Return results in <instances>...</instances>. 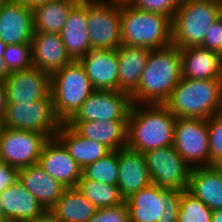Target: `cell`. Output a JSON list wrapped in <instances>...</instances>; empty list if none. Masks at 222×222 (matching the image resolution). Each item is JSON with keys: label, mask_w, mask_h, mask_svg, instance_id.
<instances>
[{"label": "cell", "mask_w": 222, "mask_h": 222, "mask_svg": "<svg viewBox=\"0 0 222 222\" xmlns=\"http://www.w3.org/2000/svg\"><path fill=\"white\" fill-rule=\"evenodd\" d=\"M181 78L178 47L151 50L139 85L130 95L132 104H165Z\"/></svg>", "instance_id": "6da1fadb"}, {"label": "cell", "mask_w": 222, "mask_h": 222, "mask_svg": "<svg viewBox=\"0 0 222 222\" xmlns=\"http://www.w3.org/2000/svg\"><path fill=\"white\" fill-rule=\"evenodd\" d=\"M176 118L164 104H132L127 121V147L145 153L173 145Z\"/></svg>", "instance_id": "7a4b0ae2"}, {"label": "cell", "mask_w": 222, "mask_h": 222, "mask_svg": "<svg viewBox=\"0 0 222 222\" xmlns=\"http://www.w3.org/2000/svg\"><path fill=\"white\" fill-rule=\"evenodd\" d=\"M164 105L177 118L207 120L222 112V80L182 77Z\"/></svg>", "instance_id": "3957f363"}, {"label": "cell", "mask_w": 222, "mask_h": 222, "mask_svg": "<svg viewBox=\"0 0 222 222\" xmlns=\"http://www.w3.org/2000/svg\"><path fill=\"white\" fill-rule=\"evenodd\" d=\"M121 44L150 50L172 45V20L121 2Z\"/></svg>", "instance_id": "277c9868"}, {"label": "cell", "mask_w": 222, "mask_h": 222, "mask_svg": "<svg viewBox=\"0 0 222 222\" xmlns=\"http://www.w3.org/2000/svg\"><path fill=\"white\" fill-rule=\"evenodd\" d=\"M221 15L219 0H183L172 18V45L201 46L208 28Z\"/></svg>", "instance_id": "5b68a950"}, {"label": "cell", "mask_w": 222, "mask_h": 222, "mask_svg": "<svg viewBox=\"0 0 222 222\" xmlns=\"http://www.w3.org/2000/svg\"><path fill=\"white\" fill-rule=\"evenodd\" d=\"M79 60L50 75V94L56 117L66 123L94 91Z\"/></svg>", "instance_id": "8992f818"}, {"label": "cell", "mask_w": 222, "mask_h": 222, "mask_svg": "<svg viewBox=\"0 0 222 222\" xmlns=\"http://www.w3.org/2000/svg\"><path fill=\"white\" fill-rule=\"evenodd\" d=\"M61 121L56 117L51 94L32 102L7 103L2 126L35 131L48 139L56 137Z\"/></svg>", "instance_id": "52a82bcc"}, {"label": "cell", "mask_w": 222, "mask_h": 222, "mask_svg": "<svg viewBox=\"0 0 222 222\" xmlns=\"http://www.w3.org/2000/svg\"><path fill=\"white\" fill-rule=\"evenodd\" d=\"M91 49L116 50L121 45V2L87 0Z\"/></svg>", "instance_id": "ba28073f"}, {"label": "cell", "mask_w": 222, "mask_h": 222, "mask_svg": "<svg viewBox=\"0 0 222 222\" xmlns=\"http://www.w3.org/2000/svg\"><path fill=\"white\" fill-rule=\"evenodd\" d=\"M151 183L170 191L188 190L191 167L173 145L144 153Z\"/></svg>", "instance_id": "9c48e42d"}, {"label": "cell", "mask_w": 222, "mask_h": 222, "mask_svg": "<svg viewBox=\"0 0 222 222\" xmlns=\"http://www.w3.org/2000/svg\"><path fill=\"white\" fill-rule=\"evenodd\" d=\"M173 147L191 169L210 166L207 120L176 118Z\"/></svg>", "instance_id": "30bf717a"}, {"label": "cell", "mask_w": 222, "mask_h": 222, "mask_svg": "<svg viewBox=\"0 0 222 222\" xmlns=\"http://www.w3.org/2000/svg\"><path fill=\"white\" fill-rule=\"evenodd\" d=\"M48 138L35 131L11 129L0 130V158L17 169L38 163Z\"/></svg>", "instance_id": "8fae6325"}, {"label": "cell", "mask_w": 222, "mask_h": 222, "mask_svg": "<svg viewBox=\"0 0 222 222\" xmlns=\"http://www.w3.org/2000/svg\"><path fill=\"white\" fill-rule=\"evenodd\" d=\"M131 96L118 90H94L68 121L128 120Z\"/></svg>", "instance_id": "7c38bea8"}, {"label": "cell", "mask_w": 222, "mask_h": 222, "mask_svg": "<svg viewBox=\"0 0 222 222\" xmlns=\"http://www.w3.org/2000/svg\"><path fill=\"white\" fill-rule=\"evenodd\" d=\"M38 164L65 188L76 187L82 176L81 167L57 137L49 138L46 141Z\"/></svg>", "instance_id": "4fadbf2b"}, {"label": "cell", "mask_w": 222, "mask_h": 222, "mask_svg": "<svg viewBox=\"0 0 222 222\" xmlns=\"http://www.w3.org/2000/svg\"><path fill=\"white\" fill-rule=\"evenodd\" d=\"M33 34L32 8L6 0L0 8V40L6 45L31 44Z\"/></svg>", "instance_id": "5bb4252c"}, {"label": "cell", "mask_w": 222, "mask_h": 222, "mask_svg": "<svg viewBox=\"0 0 222 222\" xmlns=\"http://www.w3.org/2000/svg\"><path fill=\"white\" fill-rule=\"evenodd\" d=\"M4 83L7 103L37 101L50 93V75L36 67L11 72Z\"/></svg>", "instance_id": "9a60e30c"}, {"label": "cell", "mask_w": 222, "mask_h": 222, "mask_svg": "<svg viewBox=\"0 0 222 222\" xmlns=\"http://www.w3.org/2000/svg\"><path fill=\"white\" fill-rule=\"evenodd\" d=\"M79 61L95 90H118L116 50L90 49Z\"/></svg>", "instance_id": "2e32d148"}, {"label": "cell", "mask_w": 222, "mask_h": 222, "mask_svg": "<svg viewBox=\"0 0 222 222\" xmlns=\"http://www.w3.org/2000/svg\"><path fill=\"white\" fill-rule=\"evenodd\" d=\"M31 51L33 67L49 75L72 61L66 52L60 34L34 32Z\"/></svg>", "instance_id": "e0dca14e"}, {"label": "cell", "mask_w": 222, "mask_h": 222, "mask_svg": "<svg viewBox=\"0 0 222 222\" xmlns=\"http://www.w3.org/2000/svg\"><path fill=\"white\" fill-rule=\"evenodd\" d=\"M0 205L4 220L18 222L32 221L46 211L19 179L0 193Z\"/></svg>", "instance_id": "ac0fdd59"}, {"label": "cell", "mask_w": 222, "mask_h": 222, "mask_svg": "<svg viewBox=\"0 0 222 222\" xmlns=\"http://www.w3.org/2000/svg\"><path fill=\"white\" fill-rule=\"evenodd\" d=\"M118 170L117 187L124 200L151 183L144 153L128 147L118 150Z\"/></svg>", "instance_id": "d6986e66"}, {"label": "cell", "mask_w": 222, "mask_h": 222, "mask_svg": "<svg viewBox=\"0 0 222 222\" xmlns=\"http://www.w3.org/2000/svg\"><path fill=\"white\" fill-rule=\"evenodd\" d=\"M127 121H67L81 136L105 145L111 151L127 147Z\"/></svg>", "instance_id": "ffe728a7"}, {"label": "cell", "mask_w": 222, "mask_h": 222, "mask_svg": "<svg viewBox=\"0 0 222 222\" xmlns=\"http://www.w3.org/2000/svg\"><path fill=\"white\" fill-rule=\"evenodd\" d=\"M60 35L72 60H79L91 49L87 27V0H80L71 9Z\"/></svg>", "instance_id": "44dd1931"}, {"label": "cell", "mask_w": 222, "mask_h": 222, "mask_svg": "<svg viewBox=\"0 0 222 222\" xmlns=\"http://www.w3.org/2000/svg\"><path fill=\"white\" fill-rule=\"evenodd\" d=\"M18 179L45 210H50L61 197L65 187L49 176L38 164L19 169Z\"/></svg>", "instance_id": "7402d4cb"}, {"label": "cell", "mask_w": 222, "mask_h": 222, "mask_svg": "<svg viewBox=\"0 0 222 222\" xmlns=\"http://www.w3.org/2000/svg\"><path fill=\"white\" fill-rule=\"evenodd\" d=\"M150 49L121 44L116 49L118 59V91L131 95L138 87L145 70Z\"/></svg>", "instance_id": "603a6c76"}, {"label": "cell", "mask_w": 222, "mask_h": 222, "mask_svg": "<svg viewBox=\"0 0 222 222\" xmlns=\"http://www.w3.org/2000/svg\"><path fill=\"white\" fill-rule=\"evenodd\" d=\"M188 191L210 209L222 208V168L220 166L192 168Z\"/></svg>", "instance_id": "cb8c5ba5"}, {"label": "cell", "mask_w": 222, "mask_h": 222, "mask_svg": "<svg viewBox=\"0 0 222 222\" xmlns=\"http://www.w3.org/2000/svg\"><path fill=\"white\" fill-rule=\"evenodd\" d=\"M130 222H162L164 188L153 183L125 199Z\"/></svg>", "instance_id": "d4e9b609"}, {"label": "cell", "mask_w": 222, "mask_h": 222, "mask_svg": "<svg viewBox=\"0 0 222 222\" xmlns=\"http://www.w3.org/2000/svg\"><path fill=\"white\" fill-rule=\"evenodd\" d=\"M56 137L64 144L81 169L111 152L105 145L81 136L66 123H61Z\"/></svg>", "instance_id": "484cf974"}, {"label": "cell", "mask_w": 222, "mask_h": 222, "mask_svg": "<svg viewBox=\"0 0 222 222\" xmlns=\"http://www.w3.org/2000/svg\"><path fill=\"white\" fill-rule=\"evenodd\" d=\"M182 77L190 79H221L219 54L201 46L179 49Z\"/></svg>", "instance_id": "4316f807"}, {"label": "cell", "mask_w": 222, "mask_h": 222, "mask_svg": "<svg viewBox=\"0 0 222 222\" xmlns=\"http://www.w3.org/2000/svg\"><path fill=\"white\" fill-rule=\"evenodd\" d=\"M80 0H51L32 9L34 32L60 34L71 9Z\"/></svg>", "instance_id": "83f0119b"}, {"label": "cell", "mask_w": 222, "mask_h": 222, "mask_svg": "<svg viewBox=\"0 0 222 222\" xmlns=\"http://www.w3.org/2000/svg\"><path fill=\"white\" fill-rule=\"evenodd\" d=\"M50 211L61 222H88L97 208L76 187H69Z\"/></svg>", "instance_id": "f1b7e54d"}, {"label": "cell", "mask_w": 222, "mask_h": 222, "mask_svg": "<svg viewBox=\"0 0 222 222\" xmlns=\"http://www.w3.org/2000/svg\"><path fill=\"white\" fill-rule=\"evenodd\" d=\"M76 188L97 209L114 207L125 202L117 186L108 185L92 179L80 178Z\"/></svg>", "instance_id": "f546056e"}, {"label": "cell", "mask_w": 222, "mask_h": 222, "mask_svg": "<svg viewBox=\"0 0 222 222\" xmlns=\"http://www.w3.org/2000/svg\"><path fill=\"white\" fill-rule=\"evenodd\" d=\"M118 171V151H111L106 156L85 166L82 169L81 178L117 186Z\"/></svg>", "instance_id": "4dcf8cb0"}, {"label": "cell", "mask_w": 222, "mask_h": 222, "mask_svg": "<svg viewBox=\"0 0 222 222\" xmlns=\"http://www.w3.org/2000/svg\"><path fill=\"white\" fill-rule=\"evenodd\" d=\"M213 210L188 190L182 191L177 222H211Z\"/></svg>", "instance_id": "1f68e13d"}, {"label": "cell", "mask_w": 222, "mask_h": 222, "mask_svg": "<svg viewBox=\"0 0 222 222\" xmlns=\"http://www.w3.org/2000/svg\"><path fill=\"white\" fill-rule=\"evenodd\" d=\"M3 61L9 73L32 68L31 44L7 45Z\"/></svg>", "instance_id": "d6a6232c"}, {"label": "cell", "mask_w": 222, "mask_h": 222, "mask_svg": "<svg viewBox=\"0 0 222 222\" xmlns=\"http://www.w3.org/2000/svg\"><path fill=\"white\" fill-rule=\"evenodd\" d=\"M210 166H222V112L207 119Z\"/></svg>", "instance_id": "836d02e7"}, {"label": "cell", "mask_w": 222, "mask_h": 222, "mask_svg": "<svg viewBox=\"0 0 222 222\" xmlns=\"http://www.w3.org/2000/svg\"><path fill=\"white\" fill-rule=\"evenodd\" d=\"M183 0H128L135 9L164 14L171 20Z\"/></svg>", "instance_id": "e575fe53"}, {"label": "cell", "mask_w": 222, "mask_h": 222, "mask_svg": "<svg viewBox=\"0 0 222 222\" xmlns=\"http://www.w3.org/2000/svg\"><path fill=\"white\" fill-rule=\"evenodd\" d=\"M88 222H130L127 204L99 208Z\"/></svg>", "instance_id": "d590c367"}, {"label": "cell", "mask_w": 222, "mask_h": 222, "mask_svg": "<svg viewBox=\"0 0 222 222\" xmlns=\"http://www.w3.org/2000/svg\"><path fill=\"white\" fill-rule=\"evenodd\" d=\"M181 191H170L164 189V209L162 211V222H177L180 208Z\"/></svg>", "instance_id": "8d00e7d4"}, {"label": "cell", "mask_w": 222, "mask_h": 222, "mask_svg": "<svg viewBox=\"0 0 222 222\" xmlns=\"http://www.w3.org/2000/svg\"><path fill=\"white\" fill-rule=\"evenodd\" d=\"M201 47L218 54L222 52V15L208 28Z\"/></svg>", "instance_id": "74e56055"}, {"label": "cell", "mask_w": 222, "mask_h": 222, "mask_svg": "<svg viewBox=\"0 0 222 222\" xmlns=\"http://www.w3.org/2000/svg\"><path fill=\"white\" fill-rule=\"evenodd\" d=\"M19 169L6 163H0V193L18 180Z\"/></svg>", "instance_id": "f35d334b"}, {"label": "cell", "mask_w": 222, "mask_h": 222, "mask_svg": "<svg viewBox=\"0 0 222 222\" xmlns=\"http://www.w3.org/2000/svg\"><path fill=\"white\" fill-rule=\"evenodd\" d=\"M6 46L7 45L0 40V81H3V82L6 80V78L10 74L3 61Z\"/></svg>", "instance_id": "ab89813d"}, {"label": "cell", "mask_w": 222, "mask_h": 222, "mask_svg": "<svg viewBox=\"0 0 222 222\" xmlns=\"http://www.w3.org/2000/svg\"><path fill=\"white\" fill-rule=\"evenodd\" d=\"M7 107V93L5 83L0 81V118L3 119Z\"/></svg>", "instance_id": "60d3db41"}, {"label": "cell", "mask_w": 222, "mask_h": 222, "mask_svg": "<svg viewBox=\"0 0 222 222\" xmlns=\"http://www.w3.org/2000/svg\"><path fill=\"white\" fill-rule=\"evenodd\" d=\"M28 222H61L50 210H46L41 216Z\"/></svg>", "instance_id": "b9f144b4"}, {"label": "cell", "mask_w": 222, "mask_h": 222, "mask_svg": "<svg viewBox=\"0 0 222 222\" xmlns=\"http://www.w3.org/2000/svg\"><path fill=\"white\" fill-rule=\"evenodd\" d=\"M13 1L25 4L33 9L36 6L50 2L51 0H13Z\"/></svg>", "instance_id": "7bdbcfd3"}, {"label": "cell", "mask_w": 222, "mask_h": 222, "mask_svg": "<svg viewBox=\"0 0 222 222\" xmlns=\"http://www.w3.org/2000/svg\"><path fill=\"white\" fill-rule=\"evenodd\" d=\"M211 222H222V208L213 210Z\"/></svg>", "instance_id": "ee69618b"}, {"label": "cell", "mask_w": 222, "mask_h": 222, "mask_svg": "<svg viewBox=\"0 0 222 222\" xmlns=\"http://www.w3.org/2000/svg\"><path fill=\"white\" fill-rule=\"evenodd\" d=\"M220 76L222 80V52L219 54Z\"/></svg>", "instance_id": "f6af8a7d"}, {"label": "cell", "mask_w": 222, "mask_h": 222, "mask_svg": "<svg viewBox=\"0 0 222 222\" xmlns=\"http://www.w3.org/2000/svg\"><path fill=\"white\" fill-rule=\"evenodd\" d=\"M109 1L127 2L128 0H109Z\"/></svg>", "instance_id": "bcb514c9"}, {"label": "cell", "mask_w": 222, "mask_h": 222, "mask_svg": "<svg viewBox=\"0 0 222 222\" xmlns=\"http://www.w3.org/2000/svg\"><path fill=\"white\" fill-rule=\"evenodd\" d=\"M2 222H18V221H12V220H4Z\"/></svg>", "instance_id": "7dc6e473"}, {"label": "cell", "mask_w": 222, "mask_h": 222, "mask_svg": "<svg viewBox=\"0 0 222 222\" xmlns=\"http://www.w3.org/2000/svg\"><path fill=\"white\" fill-rule=\"evenodd\" d=\"M6 0H0V8H1V5L5 2Z\"/></svg>", "instance_id": "c3c4849f"}, {"label": "cell", "mask_w": 222, "mask_h": 222, "mask_svg": "<svg viewBox=\"0 0 222 222\" xmlns=\"http://www.w3.org/2000/svg\"><path fill=\"white\" fill-rule=\"evenodd\" d=\"M2 221H3V217H2L1 211H0V222H2Z\"/></svg>", "instance_id": "681fc988"}, {"label": "cell", "mask_w": 222, "mask_h": 222, "mask_svg": "<svg viewBox=\"0 0 222 222\" xmlns=\"http://www.w3.org/2000/svg\"><path fill=\"white\" fill-rule=\"evenodd\" d=\"M2 128V119L0 118V130Z\"/></svg>", "instance_id": "f907efd6"}]
</instances>
